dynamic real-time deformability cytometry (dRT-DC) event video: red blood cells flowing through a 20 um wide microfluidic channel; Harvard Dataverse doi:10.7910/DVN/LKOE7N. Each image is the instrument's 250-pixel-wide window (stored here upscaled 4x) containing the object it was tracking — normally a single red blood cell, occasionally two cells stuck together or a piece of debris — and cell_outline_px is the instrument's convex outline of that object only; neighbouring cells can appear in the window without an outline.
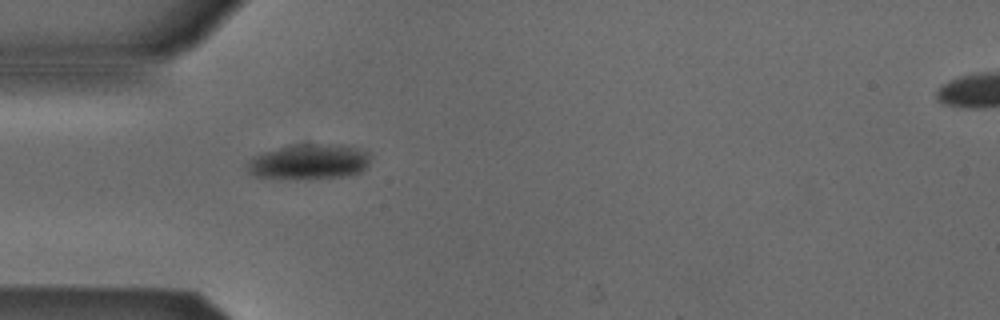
{"species": "Egyptian fruit bat (a non-hibernating species)", "species_latin": "Rousettus aegyptiacus", "temperature_condition": "cold", "stored_images_in_passage": 39, "camera_frame_rate_fps": 3000, "um_per_image_px": 0.085, "animal": {"sex": "male"}, "frame": {"image": 1, "passage_image": 2, "time_ms": 0.333, "image_size_px": [1000, 320], "cell_outline_px": [[372, 156], [368, 164], [360, 172], [352, 176], [312, 180], [280, 180], [256, 176], [248, 172], [248, 160], [252, 156], [264, 152], [292, 144], [344, 144], [368, 152]], "centroid_in_image_um": [26.28, 13.78], "position_along_channel_um": 58.7, "area_um2": 26.3}}
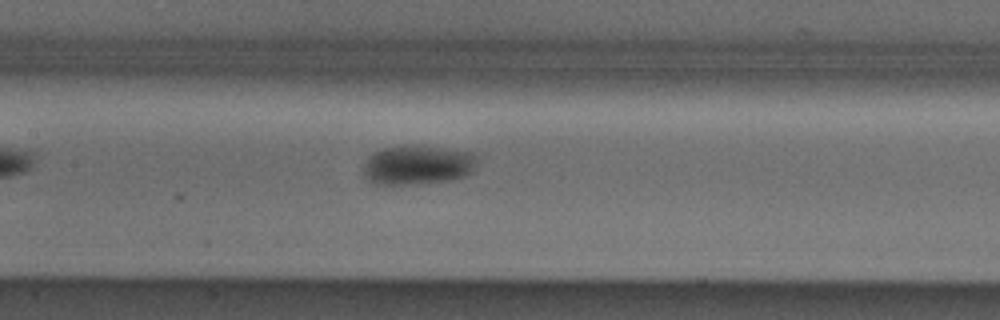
{"frame": {"image": 2, "passage_image": 11, "time_ms": 3.333, "image_size_px": [1000, 320], "cell_outline_px": [[476, 164], [472, 172], [464, 176], [448, 180], [420, 184], [376, 184], [368, 180], [364, 176], [364, 164], [368, 156], [372, 152], [384, 148], [404, 144], [416, 144], [476, 152]], "centroid_in_image_um": [35.5, 13.99], "position_along_channel_um": 171.9, "area_um2": 26.65}}
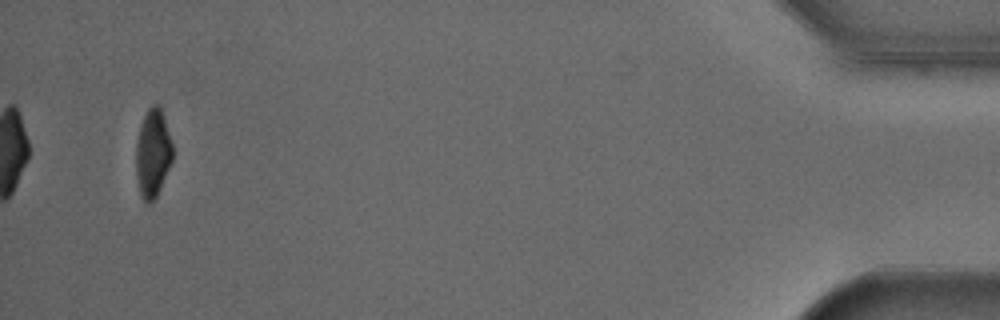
{"frame": {"image": 3, "passage_image": 37, "time_ms": 12.0, "image_size_px": [1000, 320], "cell_outline_px": [[172, 160], [160, 188], [152, 204], [148, 204], [140, 196], [136, 176], [136, 144], [140, 128], [144, 116], [148, 108], [152, 104], [160, 104], [172, 144]], "centroid_in_image_um": [12.98, 13.04], "position_along_channel_um": 422.2, "area_um2": 18.73}, "authors_computed_cell_mechanics": {"area_um2": 23.3512, "velocity_mm_per_s": 3.8807, "shape_relaxation_time_tau1_ms": 5.7818, "shape_relaxation_time_tau2_ms": null, "deformation_change_tau1": 0.1039, "deformation_change_tau2": null}}